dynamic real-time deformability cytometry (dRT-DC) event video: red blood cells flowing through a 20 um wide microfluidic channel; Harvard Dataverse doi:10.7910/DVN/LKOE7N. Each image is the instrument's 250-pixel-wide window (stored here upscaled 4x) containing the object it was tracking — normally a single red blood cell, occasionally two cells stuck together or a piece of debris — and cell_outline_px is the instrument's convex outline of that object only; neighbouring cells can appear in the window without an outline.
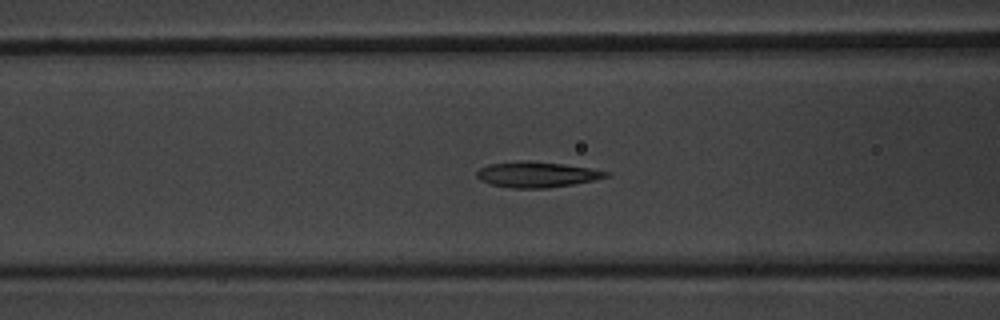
{"species": "common noctule bat (a hibernating species)", "species_latin": "Nyctalus noctula", "temperature_condition": "warm", "stored_images_in_passage": 36, "camera_frame_rate_fps": 3000, "um_per_image_px": 0.085, "animal": {"sex": "male", "body_mass_g": 20.1, "forearm_length_mm": 53.5}, "frame": {"image": 1, "passage_image": 5, "time_ms": 1.333, "image_size_px": [1000, 320], "cell_outline_px": [[612, 172], [608, 176], [596, 180], [548, 188], [512, 188], [492, 184], [480, 180], [476, 176], [476, 172], [480, 168], [488, 164], [528, 160], [564, 164], [592, 168]], "centroid_in_image_um": [45.66, 14.83], "position_along_channel_um": 120.9, "area_um2": 19.36}}
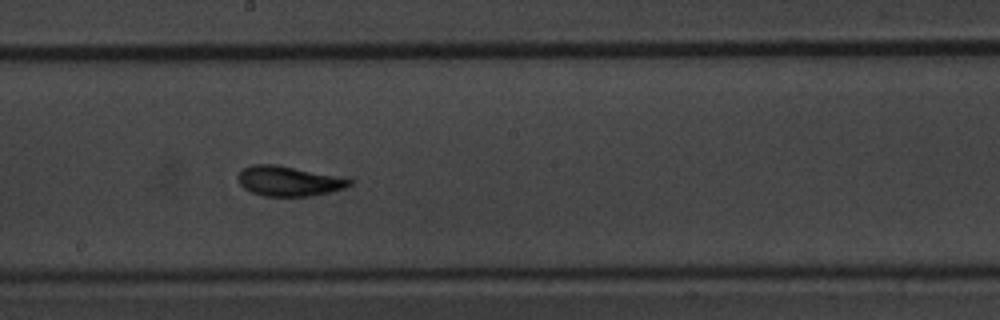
{"frame": {"image": 2, "passage_image": 13, "time_ms": 4.0, "image_size_px": [1000, 320], "cell_outline_px": [[352, 184], [344, 188], [328, 192], [308, 196], [264, 196], [252, 192], [244, 188], [236, 180], [236, 176], [244, 168], [252, 164], [276, 164], [352, 180]], "centroid_in_image_um": [24.45, 15.39], "position_along_channel_um": 223.8, "area_um2": 19.07}}
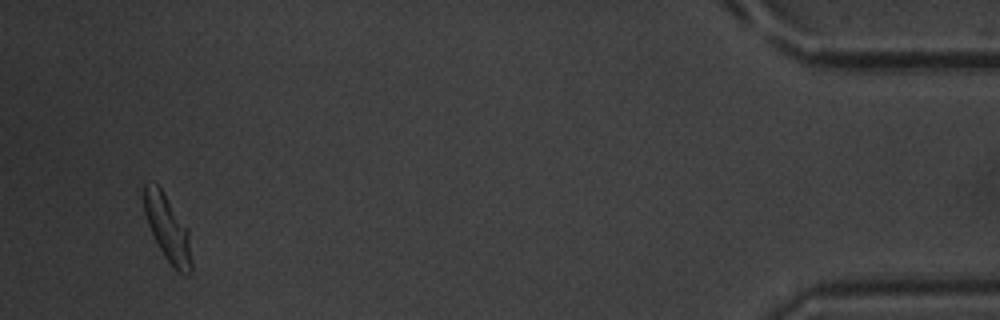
{"frame": {"image": 3, "passage_image": 34, "time_ms": 11.0, "image_size_px": [1000, 320], "cell_outline_px": [[192, 272], [188, 276], [176, 272], [164, 256], [148, 224], [144, 212], [144, 184], [152, 180], [164, 192], [188, 228], [192, 260]], "centroid_in_image_um": [14.28, 19.44], "position_along_channel_um": 420.9, "area_um2": 18.5}, "authors_computed_cell_mechanics": {"area_um2": 18.6116, "velocity_mm_per_s": 3.8495, "shape_relaxation_time_tau1_ms": 3.5463, "shape_relaxation_time_tau2_ms": 1.4307, "deformation_change_tau1": 0.1485, "deformation_change_tau2": 0.0818}}